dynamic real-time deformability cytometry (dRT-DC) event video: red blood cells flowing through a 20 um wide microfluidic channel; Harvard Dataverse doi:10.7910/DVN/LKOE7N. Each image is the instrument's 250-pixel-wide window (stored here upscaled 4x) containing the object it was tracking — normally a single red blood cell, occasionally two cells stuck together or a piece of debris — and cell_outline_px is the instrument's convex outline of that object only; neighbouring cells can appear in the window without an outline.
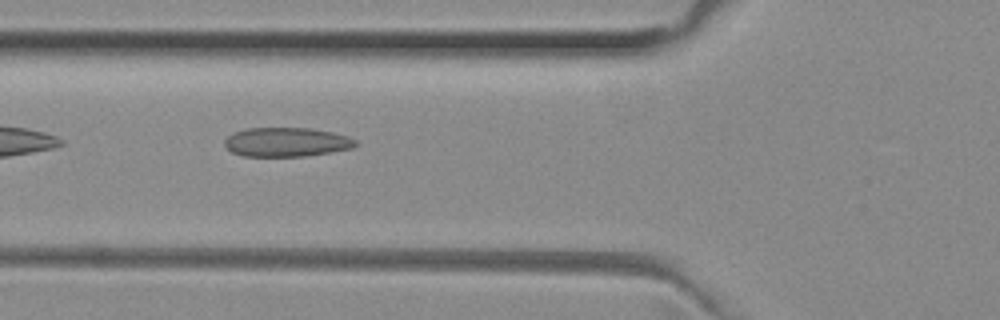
{"species": "common noctule bat (a hibernating species)", "species_latin": "Nyctalus noctula", "temperature_condition": "room temperature", "stored_images_in_passage": 36, "camera_frame_rate_fps": 3000, "um_per_image_px": 0.085, "animal": {"sex": "female", "body_mass_g": 29.2, "forearm_length_mm": 56.3}, "frame": {"image": 1, "passage_image": 4, "time_ms": 1.0, "image_size_px": [1000, 320], "cell_outline_px": [[356, 144], [352, 148], [304, 156], [244, 156], [232, 152], [224, 144], [224, 140], [228, 136], [244, 128], [308, 128], [332, 132], [348, 136], [356, 140]], "centroid_in_image_um": [24.33, 12.07], "position_along_channel_um": 101.5, "area_um2": 22.02}}
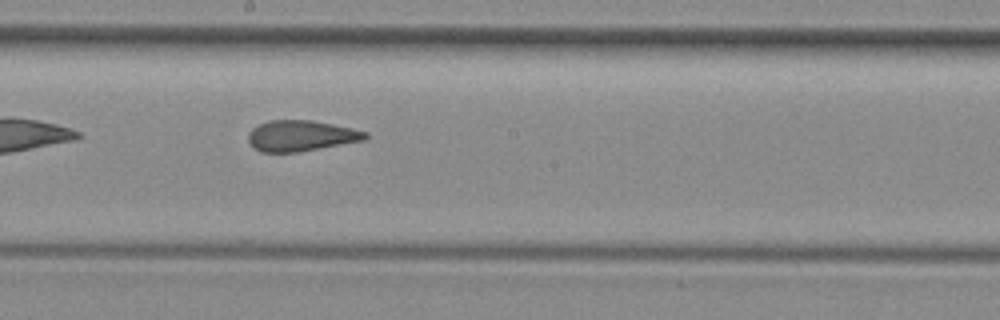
{"frame": {"image": 2, "passage_image": 13, "time_ms": 4.0, "image_size_px": [1000, 320], "cell_outline_px": [[368, 136], [364, 140], [300, 152], [260, 152], [252, 148], [248, 140], [248, 136], [252, 128], [260, 124], [272, 120], [312, 120], [352, 128], [368, 132]], "centroid_in_image_um": [25.57, 11.55], "position_along_channel_um": 222.6, "area_um2": 21.04}}
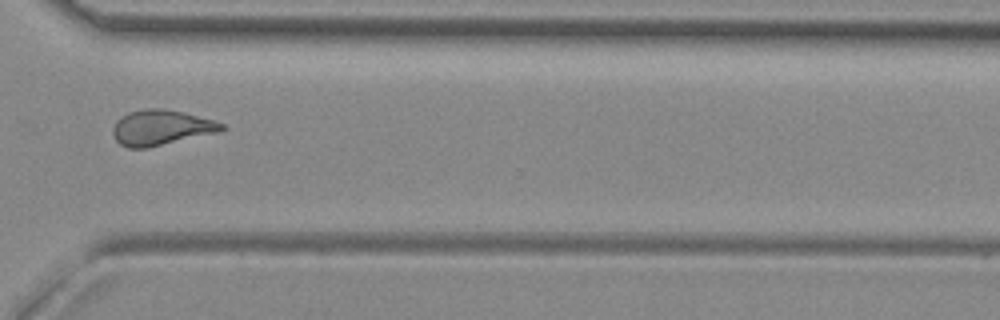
{"frame": {"image": 3, "passage_image": 23, "time_ms": 7.333, "image_size_px": [1000, 320], "cell_outline_px": [[224, 128], [220, 132], [148, 148], [128, 148], [120, 144], [116, 140], [112, 132], [112, 128], [128, 112], [148, 108], [160, 108], [184, 112], [212, 120], [224, 124]], "centroid_in_image_um": [13.71, 10.86], "position_along_channel_um": 356.9, "area_um2": 22.2}, "authors_computed_cell_mechanics": {"area_um2": 21.6172, "velocity_mm_per_s": 4.0246, "shape_relaxation_time_tau1_ms": null, "shape_relaxation_time_tau2_ms": 1.521, "deformation_change_tau1": null, "deformation_change_tau2": 0.0972}}